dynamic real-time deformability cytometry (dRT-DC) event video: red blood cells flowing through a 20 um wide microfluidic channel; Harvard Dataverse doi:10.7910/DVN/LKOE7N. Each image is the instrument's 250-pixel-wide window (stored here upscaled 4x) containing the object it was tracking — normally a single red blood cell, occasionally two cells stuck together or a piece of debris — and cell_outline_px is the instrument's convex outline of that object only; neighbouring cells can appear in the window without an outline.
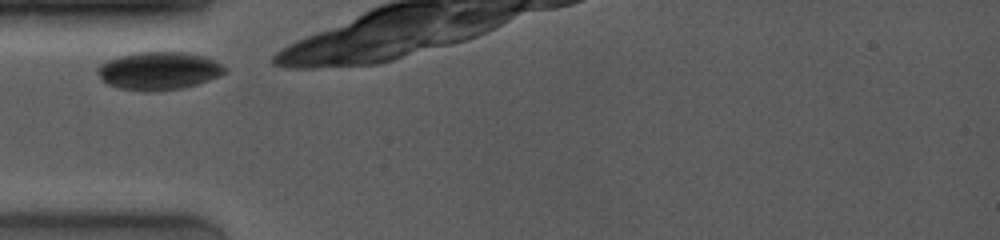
{"species": "common noctule bat (a hibernating species)", "species_latin": "Nyctalus noctula", "temperature_condition": "room temperature", "stored_images_in_passage": 12, "camera_frame_rate_fps": 4000, "um_per_image_px": 0.085, "animal": {"sex": "female", "body_mass_g": 19.0, "forearm_length_mm": 53.3}, "frame": {"image": 1, "passage_image": 1, "time_ms": 0.0, "image_size_px": [1000, 240], "cell_outline_px": [[228, 68], [220, 76], [196, 84], [180, 88], [152, 92], [148, 92], [120, 88], [108, 84], [96, 72], [96, 68], [104, 60], [132, 52], [188, 52], [204, 56]], "centroid_in_image_um": [13.46, 6.01], "position_along_channel_um": 71.5, "area_um2": 28.21}}